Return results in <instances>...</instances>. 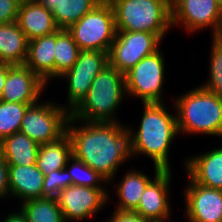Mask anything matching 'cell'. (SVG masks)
I'll list each match as a JSON object with an SVG mask.
<instances>
[{
  "instance_id": "1",
  "label": "cell",
  "mask_w": 222,
  "mask_h": 222,
  "mask_svg": "<svg viewBox=\"0 0 222 222\" xmlns=\"http://www.w3.org/2000/svg\"><path fill=\"white\" fill-rule=\"evenodd\" d=\"M78 122L82 126H75ZM74 123V124H73ZM74 125V126H73ZM120 123L84 122L68 118L66 132L73 156L102 176L108 183L131 157L128 126Z\"/></svg>"
},
{
  "instance_id": "2",
  "label": "cell",
  "mask_w": 222,
  "mask_h": 222,
  "mask_svg": "<svg viewBox=\"0 0 222 222\" xmlns=\"http://www.w3.org/2000/svg\"><path fill=\"white\" fill-rule=\"evenodd\" d=\"M143 115L137 132L128 127L131 156L147 155L154 166L171 170L169 148L179 134L177 118L162 103H143ZM136 154V155H135Z\"/></svg>"
},
{
  "instance_id": "3",
  "label": "cell",
  "mask_w": 222,
  "mask_h": 222,
  "mask_svg": "<svg viewBox=\"0 0 222 222\" xmlns=\"http://www.w3.org/2000/svg\"><path fill=\"white\" fill-rule=\"evenodd\" d=\"M126 93L125 75L110 64L95 77L83 100L70 112V117L83 122L119 123L115 112Z\"/></svg>"
},
{
  "instance_id": "4",
  "label": "cell",
  "mask_w": 222,
  "mask_h": 222,
  "mask_svg": "<svg viewBox=\"0 0 222 222\" xmlns=\"http://www.w3.org/2000/svg\"><path fill=\"white\" fill-rule=\"evenodd\" d=\"M179 97L174 103L179 133L222 137L221 98L202 86Z\"/></svg>"
},
{
  "instance_id": "5",
  "label": "cell",
  "mask_w": 222,
  "mask_h": 222,
  "mask_svg": "<svg viewBox=\"0 0 222 222\" xmlns=\"http://www.w3.org/2000/svg\"><path fill=\"white\" fill-rule=\"evenodd\" d=\"M116 31L149 32L161 40L172 27L171 0H108Z\"/></svg>"
},
{
  "instance_id": "6",
  "label": "cell",
  "mask_w": 222,
  "mask_h": 222,
  "mask_svg": "<svg viewBox=\"0 0 222 222\" xmlns=\"http://www.w3.org/2000/svg\"><path fill=\"white\" fill-rule=\"evenodd\" d=\"M67 31L80 50H97L109 54L116 36L112 4L102 0Z\"/></svg>"
},
{
  "instance_id": "7",
  "label": "cell",
  "mask_w": 222,
  "mask_h": 222,
  "mask_svg": "<svg viewBox=\"0 0 222 222\" xmlns=\"http://www.w3.org/2000/svg\"><path fill=\"white\" fill-rule=\"evenodd\" d=\"M70 113L53 102L30 105L22 119L19 131L39 145L57 140L66 132Z\"/></svg>"
},
{
  "instance_id": "8",
  "label": "cell",
  "mask_w": 222,
  "mask_h": 222,
  "mask_svg": "<svg viewBox=\"0 0 222 222\" xmlns=\"http://www.w3.org/2000/svg\"><path fill=\"white\" fill-rule=\"evenodd\" d=\"M163 53L154 54L141 59L125 75L127 95L140 98L142 103H162L163 83L165 79V62Z\"/></svg>"
},
{
  "instance_id": "9",
  "label": "cell",
  "mask_w": 222,
  "mask_h": 222,
  "mask_svg": "<svg viewBox=\"0 0 222 222\" xmlns=\"http://www.w3.org/2000/svg\"><path fill=\"white\" fill-rule=\"evenodd\" d=\"M161 41L149 32L116 31L108 54L109 64L125 74L141 59L158 51Z\"/></svg>"
},
{
  "instance_id": "10",
  "label": "cell",
  "mask_w": 222,
  "mask_h": 222,
  "mask_svg": "<svg viewBox=\"0 0 222 222\" xmlns=\"http://www.w3.org/2000/svg\"><path fill=\"white\" fill-rule=\"evenodd\" d=\"M108 64L107 52L80 50L78 59L73 66L59 76L60 79L66 78L68 80V104L65 108L69 113L83 100L95 77Z\"/></svg>"
},
{
  "instance_id": "11",
  "label": "cell",
  "mask_w": 222,
  "mask_h": 222,
  "mask_svg": "<svg viewBox=\"0 0 222 222\" xmlns=\"http://www.w3.org/2000/svg\"><path fill=\"white\" fill-rule=\"evenodd\" d=\"M105 188L70 185L57 197L65 222L92 217L107 205L109 193Z\"/></svg>"
},
{
  "instance_id": "12",
  "label": "cell",
  "mask_w": 222,
  "mask_h": 222,
  "mask_svg": "<svg viewBox=\"0 0 222 222\" xmlns=\"http://www.w3.org/2000/svg\"><path fill=\"white\" fill-rule=\"evenodd\" d=\"M172 26L178 24L188 32L212 28L214 34L220 23L222 5L218 0H171Z\"/></svg>"
},
{
  "instance_id": "13",
  "label": "cell",
  "mask_w": 222,
  "mask_h": 222,
  "mask_svg": "<svg viewBox=\"0 0 222 222\" xmlns=\"http://www.w3.org/2000/svg\"><path fill=\"white\" fill-rule=\"evenodd\" d=\"M185 189L186 217L191 222H222V190L195 183Z\"/></svg>"
},
{
  "instance_id": "14",
  "label": "cell",
  "mask_w": 222,
  "mask_h": 222,
  "mask_svg": "<svg viewBox=\"0 0 222 222\" xmlns=\"http://www.w3.org/2000/svg\"><path fill=\"white\" fill-rule=\"evenodd\" d=\"M154 169V178L147 184L134 212L151 221L169 220L171 213L169 185L171 184L172 173L171 170H161L155 166Z\"/></svg>"
},
{
  "instance_id": "15",
  "label": "cell",
  "mask_w": 222,
  "mask_h": 222,
  "mask_svg": "<svg viewBox=\"0 0 222 222\" xmlns=\"http://www.w3.org/2000/svg\"><path fill=\"white\" fill-rule=\"evenodd\" d=\"M47 84L25 65H12L2 91V101L36 104Z\"/></svg>"
},
{
  "instance_id": "16",
  "label": "cell",
  "mask_w": 222,
  "mask_h": 222,
  "mask_svg": "<svg viewBox=\"0 0 222 222\" xmlns=\"http://www.w3.org/2000/svg\"><path fill=\"white\" fill-rule=\"evenodd\" d=\"M16 23L29 41L59 30L53 14L36 0L20 4Z\"/></svg>"
},
{
  "instance_id": "17",
  "label": "cell",
  "mask_w": 222,
  "mask_h": 222,
  "mask_svg": "<svg viewBox=\"0 0 222 222\" xmlns=\"http://www.w3.org/2000/svg\"><path fill=\"white\" fill-rule=\"evenodd\" d=\"M192 157L185 161L187 176L197 184L222 190V146Z\"/></svg>"
},
{
  "instance_id": "18",
  "label": "cell",
  "mask_w": 222,
  "mask_h": 222,
  "mask_svg": "<svg viewBox=\"0 0 222 222\" xmlns=\"http://www.w3.org/2000/svg\"><path fill=\"white\" fill-rule=\"evenodd\" d=\"M56 32L29 41L27 58L24 63L46 84L55 78L54 52Z\"/></svg>"
},
{
  "instance_id": "19",
  "label": "cell",
  "mask_w": 222,
  "mask_h": 222,
  "mask_svg": "<svg viewBox=\"0 0 222 222\" xmlns=\"http://www.w3.org/2000/svg\"><path fill=\"white\" fill-rule=\"evenodd\" d=\"M45 175L36 164L28 166L8 165L9 196L21 199L23 202L41 198Z\"/></svg>"
},
{
  "instance_id": "20",
  "label": "cell",
  "mask_w": 222,
  "mask_h": 222,
  "mask_svg": "<svg viewBox=\"0 0 222 222\" xmlns=\"http://www.w3.org/2000/svg\"><path fill=\"white\" fill-rule=\"evenodd\" d=\"M29 40L16 21L0 24V63L24 65Z\"/></svg>"
},
{
  "instance_id": "21",
  "label": "cell",
  "mask_w": 222,
  "mask_h": 222,
  "mask_svg": "<svg viewBox=\"0 0 222 222\" xmlns=\"http://www.w3.org/2000/svg\"><path fill=\"white\" fill-rule=\"evenodd\" d=\"M39 147V144L19 131L0 142V155L8 165H33L36 164Z\"/></svg>"
},
{
  "instance_id": "22",
  "label": "cell",
  "mask_w": 222,
  "mask_h": 222,
  "mask_svg": "<svg viewBox=\"0 0 222 222\" xmlns=\"http://www.w3.org/2000/svg\"><path fill=\"white\" fill-rule=\"evenodd\" d=\"M54 16L59 29H68L102 0H36Z\"/></svg>"
},
{
  "instance_id": "23",
  "label": "cell",
  "mask_w": 222,
  "mask_h": 222,
  "mask_svg": "<svg viewBox=\"0 0 222 222\" xmlns=\"http://www.w3.org/2000/svg\"><path fill=\"white\" fill-rule=\"evenodd\" d=\"M72 156V141L65 132L57 140L40 145L36 165L44 175H48L51 171L65 168Z\"/></svg>"
},
{
  "instance_id": "24",
  "label": "cell",
  "mask_w": 222,
  "mask_h": 222,
  "mask_svg": "<svg viewBox=\"0 0 222 222\" xmlns=\"http://www.w3.org/2000/svg\"><path fill=\"white\" fill-rule=\"evenodd\" d=\"M152 179L138 170H128L117 186V197L120 200L116 206L120 211H134L140 202L141 195Z\"/></svg>"
},
{
  "instance_id": "25",
  "label": "cell",
  "mask_w": 222,
  "mask_h": 222,
  "mask_svg": "<svg viewBox=\"0 0 222 222\" xmlns=\"http://www.w3.org/2000/svg\"><path fill=\"white\" fill-rule=\"evenodd\" d=\"M27 222H65L56 199L37 198L22 202Z\"/></svg>"
},
{
  "instance_id": "26",
  "label": "cell",
  "mask_w": 222,
  "mask_h": 222,
  "mask_svg": "<svg viewBox=\"0 0 222 222\" xmlns=\"http://www.w3.org/2000/svg\"><path fill=\"white\" fill-rule=\"evenodd\" d=\"M79 47L67 29L56 31L54 52L55 78L69 70L78 59Z\"/></svg>"
},
{
  "instance_id": "27",
  "label": "cell",
  "mask_w": 222,
  "mask_h": 222,
  "mask_svg": "<svg viewBox=\"0 0 222 222\" xmlns=\"http://www.w3.org/2000/svg\"><path fill=\"white\" fill-rule=\"evenodd\" d=\"M33 104L12 103L0 100V142L19 132L27 108Z\"/></svg>"
},
{
  "instance_id": "28",
  "label": "cell",
  "mask_w": 222,
  "mask_h": 222,
  "mask_svg": "<svg viewBox=\"0 0 222 222\" xmlns=\"http://www.w3.org/2000/svg\"><path fill=\"white\" fill-rule=\"evenodd\" d=\"M71 161L73 162L72 165L70 164ZM65 168L68 170V173L71 176L72 185L105 188L103 187L102 182L107 183V181L82 161L76 159L74 156L68 160ZM100 184H102V186Z\"/></svg>"
},
{
  "instance_id": "29",
  "label": "cell",
  "mask_w": 222,
  "mask_h": 222,
  "mask_svg": "<svg viewBox=\"0 0 222 222\" xmlns=\"http://www.w3.org/2000/svg\"><path fill=\"white\" fill-rule=\"evenodd\" d=\"M210 79L201 86L222 99V41L212 37Z\"/></svg>"
},
{
  "instance_id": "30",
  "label": "cell",
  "mask_w": 222,
  "mask_h": 222,
  "mask_svg": "<svg viewBox=\"0 0 222 222\" xmlns=\"http://www.w3.org/2000/svg\"><path fill=\"white\" fill-rule=\"evenodd\" d=\"M70 185H72V179L66 168L51 171L44 177L41 198L57 199L61 190Z\"/></svg>"
},
{
  "instance_id": "31",
  "label": "cell",
  "mask_w": 222,
  "mask_h": 222,
  "mask_svg": "<svg viewBox=\"0 0 222 222\" xmlns=\"http://www.w3.org/2000/svg\"><path fill=\"white\" fill-rule=\"evenodd\" d=\"M19 7L17 0H0V24L15 22Z\"/></svg>"
},
{
  "instance_id": "32",
  "label": "cell",
  "mask_w": 222,
  "mask_h": 222,
  "mask_svg": "<svg viewBox=\"0 0 222 222\" xmlns=\"http://www.w3.org/2000/svg\"><path fill=\"white\" fill-rule=\"evenodd\" d=\"M108 220V221H107ZM106 222H150L151 220L142 217L140 214L134 211H120L115 209L111 218Z\"/></svg>"
},
{
  "instance_id": "33",
  "label": "cell",
  "mask_w": 222,
  "mask_h": 222,
  "mask_svg": "<svg viewBox=\"0 0 222 222\" xmlns=\"http://www.w3.org/2000/svg\"><path fill=\"white\" fill-rule=\"evenodd\" d=\"M9 196L8 164L0 155V198Z\"/></svg>"
},
{
  "instance_id": "34",
  "label": "cell",
  "mask_w": 222,
  "mask_h": 222,
  "mask_svg": "<svg viewBox=\"0 0 222 222\" xmlns=\"http://www.w3.org/2000/svg\"><path fill=\"white\" fill-rule=\"evenodd\" d=\"M11 66H12V64L0 63V99L2 96V91L5 86V80L7 77V73H8V70Z\"/></svg>"
},
{
  "instance_id": "35",
  "label": "cell",
  "mask_w": 222,
  "mask_h": 222,
  "mask_svg": "<svg viewBox=\"0 0 222 222\" xmlns=\"http://www.w3.org/2000/svg\"><path fill=\"white\" fill-rule=\"evenodd\" d=\"M3 222H27L25 215L20 212H12L6 218H4Z\"/></svg>"
},
{
  "instance_id": "36",
  "label": "cell",
  "mask_w": 222,
  "mask_h": 222,
  "mask_svg": "<svg viewBox=\"0 0 222 222\" xmlns=\"http://www.w3.org/2000/svg\"><path fill=\"white\" fill-rule=\"evenodd\" d=\"M212 36H213V38H215L219 41H222V13L220 16V23H219L218 29Z\"/></svg>"
},
{
  "instance_id": "37",
  "label": "cell",
  "mask_w": 222,
  "mask_h": 222,
  "mask_svg": "<svg viewBox=\"0 0 222 222\" xmlns=\"http://www.w3.org/2000/svg\"><path fill=\"white\" fill-rule=\"evenodd\" d=\"M167 220H154V221H150V222H166Z\"/></svg>"
},
{
  "instance_id": "38",
  "label": "cell",
  "mask_w": 222,
  "mask_h": 222,
  "mask_svg": "<svg viewBox=\"0 0 222 222\" xmlns=\"http://www.w3.org/2000/svg\"><path fill=\"white\" fill-rule=\"evenodd\" d=\"M20 4L23 3L25 0H17Z\"/></svg>"
}]
</instances>
